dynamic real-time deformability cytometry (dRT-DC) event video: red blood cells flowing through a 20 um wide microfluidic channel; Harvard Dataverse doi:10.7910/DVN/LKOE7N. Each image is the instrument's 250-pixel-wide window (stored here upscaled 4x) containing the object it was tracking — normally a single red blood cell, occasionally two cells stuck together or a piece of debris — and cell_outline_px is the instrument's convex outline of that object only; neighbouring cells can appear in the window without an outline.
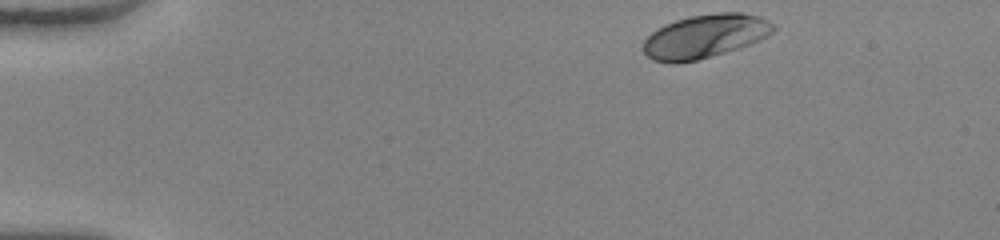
{"species": "human", "species_latin": "Homo sapiens", "temperature_condition": "warm", "stored_images_in_passage": 44, "camera_frame_rate_fps": 3000, "um_per_image_px": 0.085, "donor": {"sex": "female"}, "frame": {"image": 1, "passage_image": 1, "time_ms": 0.0, "image_size_px": [1000, 240], "cell_outline_px": [[776, 28], [772, 32], [760, 40], [724, 52], [696, 60], [676, 64], [672, 64], [652, 60], [644, 52], [644, 40], [656, 28], [676, 20], [692, 16], [720, 12], [740, 12], [760, 16], [776, 24]], "centroid_in_image_um": [59.93, 3.08], "position_along_channel_um": 25.1, "area_um2": 32.89}}
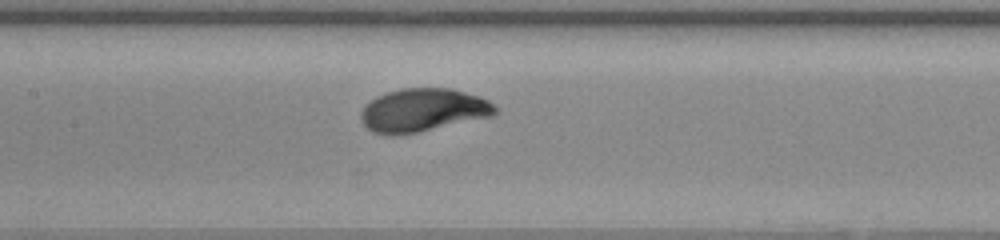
{"frame": {"image": 2, "passage_image": 19, "time_ms": 6.0, "image_size_px": [1000, 240], "cell_outline_px": [[496, 112], [492, 116], [416, 132], [392, 136], [388, 136], [372, 132], [364, 124], [360, 116], [360, 112], [376, 96], [400, 88], [452, 88], [488, 100], [496, 108]], "centroid_in_image_um": [35.92, 9.36], "position_along_channel_um": 171.5, "area_um2": 33.41}}
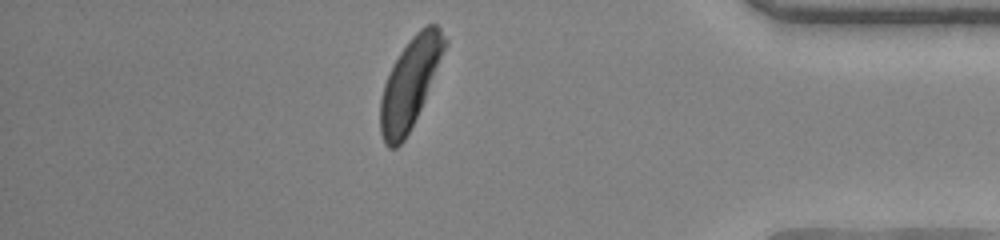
{"frame": {"image": 3, "passage_image": 38, "time_ms": 12.333, "image_size_px": [1000, 240], "cell_outline_px": [[448, 44], [424, 100], [404, 140], [396, 148], [388, 148], [384, 144], [380, 132], [380, 100], [384, 84], [392, 64], [400, 52], [412, 36], [420, 28], [428, 24], [436, 24], [440, 28], [448, 40]], "centroid_in_image_um": [34.84, 7.05], "position_along_channel_um": 400.4, "area_um2": 33.35}, "authors_computed_cell_mechanics": {"area_um2": 33.2639, "velocity_mm_per_s": 4.0643, "shape_relaxation_time_tau1_ms": 1.979, "shape_relaxation_time_tau2_ms": null, "deformation_change_tau1": 0.1473, "deformation_change_tau2": null}}